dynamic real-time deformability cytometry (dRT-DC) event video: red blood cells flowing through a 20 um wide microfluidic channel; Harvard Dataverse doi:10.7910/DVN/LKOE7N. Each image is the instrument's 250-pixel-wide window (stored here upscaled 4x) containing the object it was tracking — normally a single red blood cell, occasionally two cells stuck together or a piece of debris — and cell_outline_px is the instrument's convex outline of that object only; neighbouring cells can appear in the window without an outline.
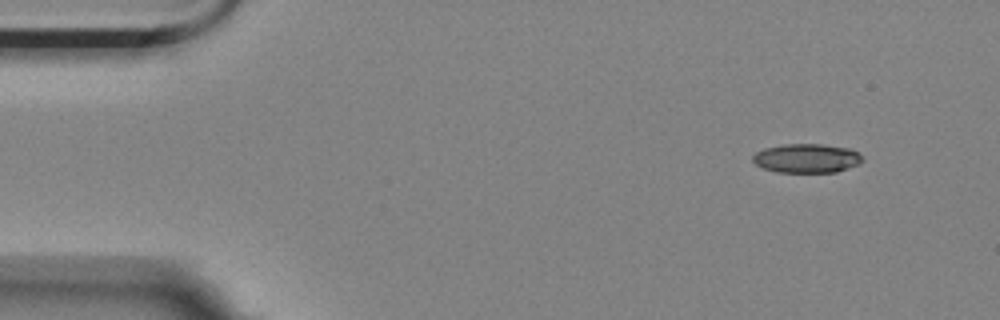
{"species": "Egyptian fruit bat (a non-hibernating species)", "species_latin": "Rousettus aegyptiacus", "temperature_condition": "room temperature", "stored_images_in_passage": 52, "camera_frame_rate_fps": 3000, "um_per_image_px": 0.085, "animal": {"sex": "female"}, "frame": {"image": 1, "passage_image": 1, "time_ms": 0.0, "image_size_px": [1000, 320], "cell_outline_px": [[864, 160], [860, 164], [836, 172], [776, 172], [764, 168], [756, 164], [752, 160], [752, 156], [756, 152], [764, 148], [784, 144], [820, 144], [852, 148]], "centroid_in_image_um": [68.57, 13.45], "position_along_channel_um": 16.4, "area_um2": 18.61}}
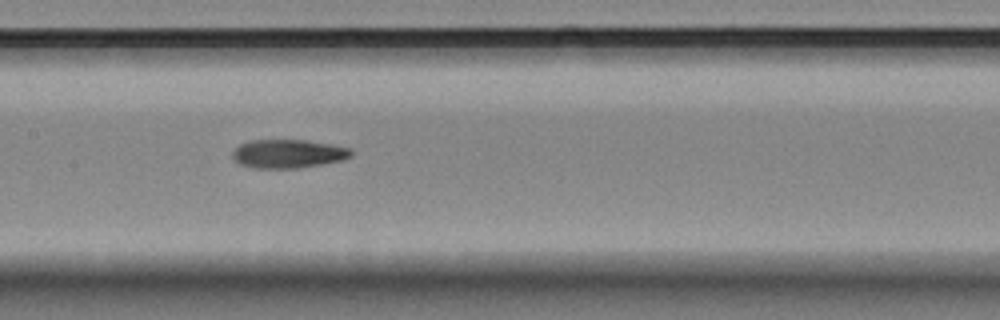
{"frame": {"image": 2, "passage_image": 23, "time_ms": 7.333, "image_size_px": [1000, 320], "cell_outline_px": [[352, 156], [344, 160], [300, 168], [256, 168], [240, 164], [232, 156], [232, 152], [240, 144], [248, 140], [304, 140], [332, 144], [352, 148]], "centroid_in_image_um": [24.53, 13.06], "position_along_channel_um": 182.9, "area_um2": 19.88}}
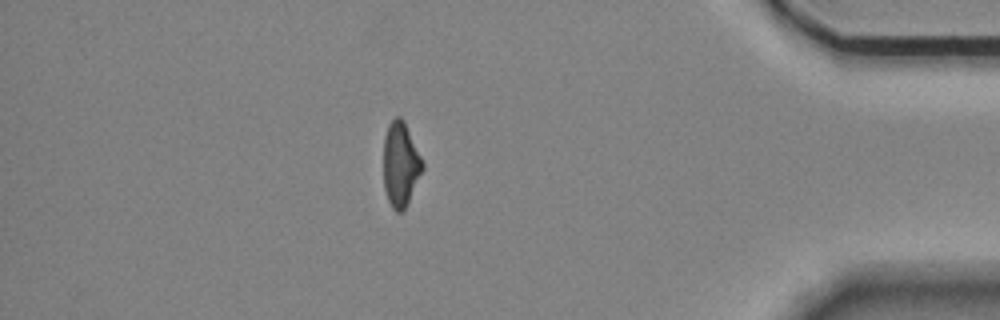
{"frame": {"image": 3, "passage_image": 45, "time_ms": 14.667, "image_size_px": [1000, 320], "cell_outline_px": [[424, 168], [408, 204], [400, 212], [396, 212], [392, 208], [388, 200], [384, 188], [384, 136], [388, 124], [396, 116], [400, 116], [404, 120], [424, 164]], "centroid_in_image_um": [34.05, 13.97], "position_along_channel_um": 401.2, "area_um2": 19.25}, "authors_computed_cell_mechanics": {"area_um2": 19.8254, "velocity_mm_per_s": 3.5185, "shape_relaxation_time_tau1_ms": null, "shape_relaxation_time_tau2_ms": 5.6392, "deformation_change_tau1": null, "deformation_change_tau2": 0.1455}}